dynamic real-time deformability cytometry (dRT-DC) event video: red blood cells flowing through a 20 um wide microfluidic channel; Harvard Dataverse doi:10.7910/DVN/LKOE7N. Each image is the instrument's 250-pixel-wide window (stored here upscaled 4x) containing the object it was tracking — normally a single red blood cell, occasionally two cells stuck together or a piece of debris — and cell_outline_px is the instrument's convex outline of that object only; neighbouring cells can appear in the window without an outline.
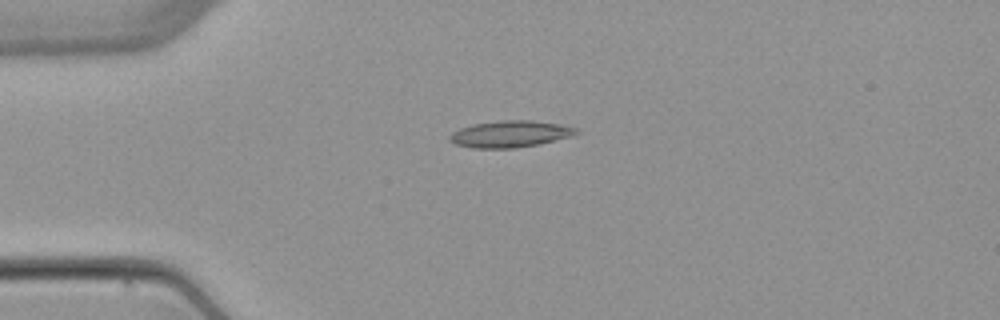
{"species": "common noctule bat (a hibernating species)", "species_latin": "Nyctalus noctula", "temperature_condition": "warm", "stored_images_in_passage": 5, "camera_frame_rate_fps": 3000, "um_per_image_px": 0.085, "animal": {"sex": "female", "body_mass_g": 22.7, "forearm_length_mm": 54.2}, "frame": {"image": 1, "passage_image": 4, "time_ms": 4.0, "image_size_px": [1000, 320], "cell_outline_px": [[580, 132], [572, 136], [540, 144], [516, 148], [472, 148], [456, 144], [448, 140], [448, 136], [452, 132], [460, 128], [472, 124], [500, 120], [532, 120], [560, 124], [576, 128]], "centroid_in_image_um": [43.35, 11.39], "position_along_channel_um": 41.6, "area_um2": 19.83}}